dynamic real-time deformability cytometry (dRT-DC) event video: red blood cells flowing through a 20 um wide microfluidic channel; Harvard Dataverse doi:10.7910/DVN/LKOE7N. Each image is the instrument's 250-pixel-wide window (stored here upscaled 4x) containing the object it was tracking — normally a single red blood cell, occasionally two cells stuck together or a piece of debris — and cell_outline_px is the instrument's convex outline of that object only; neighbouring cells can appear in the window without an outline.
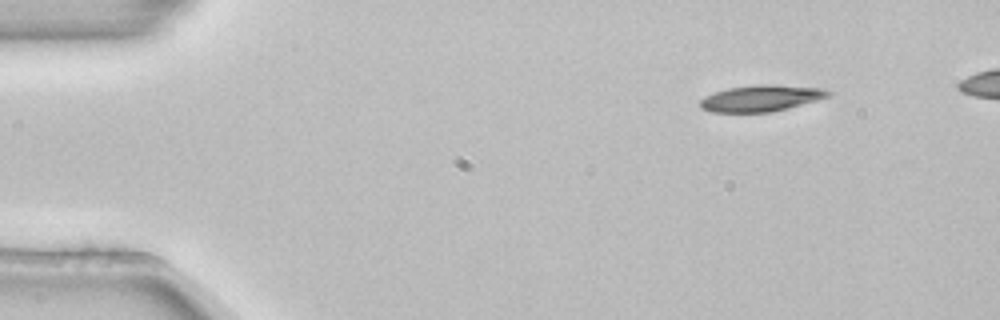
{"species": "common noctule bat (a hibernating species)", "species_latin": "Nyctalus noctula", "temperature_condition": "room temperature", "stored_images_in_passage": 3, "camera_frame_rate_fps": 3000, "um_per_image_px": 0.085, "animal": {"sex": "female", "body_mass_g": 22.7, "forearm_length_mm": 54.2}, "frame": {"image": 1, "passage_image": 1, "time_ms": 0.0, "image_size_px": [1000, 320], "cell_outline_px": [[832, 92], [828, 96], [816, 100], [788, 108], [772, 112], [712, 112], [700, 108], [700, 100], [704, 96], [728, 88], [752, 84], [772, 84], [824, 88]], "centroid_in_image_um": [64.68, 8.34], "position_along_channel_um": 20.3, "area_um2": 19.71}}